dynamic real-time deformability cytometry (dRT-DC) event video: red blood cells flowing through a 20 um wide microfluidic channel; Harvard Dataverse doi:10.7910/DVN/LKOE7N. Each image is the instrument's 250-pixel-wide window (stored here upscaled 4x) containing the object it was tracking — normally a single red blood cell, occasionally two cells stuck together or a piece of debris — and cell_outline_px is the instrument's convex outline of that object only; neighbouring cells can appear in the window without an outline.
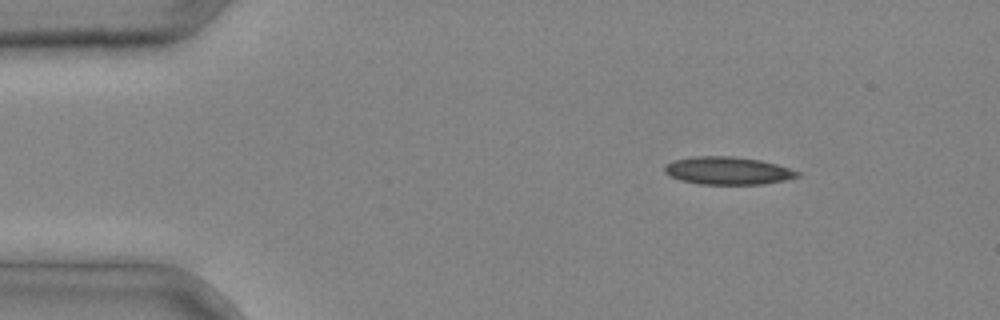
{"species": "common noctule bat (a hibernating species)", "species_latin": "Nyctalus noctula", "temperature_condition": "cold", "stored_images_in_passage": 2, "camera_frame_rate_fps": 3000, "um_per_image_px": 0.085, "animal": {"sex": "male", "body_mass_g": 20.4}, "frame": {"image": 1, "passage_image": 1, "time_ms": 0.0, "image_size_px": [1000, 320], "cell_outline_px": [[800, 176], [784, 180], [764, 184], [700, 184], [680, 180], [664, 172], [664, 168], [668, 164], [676, 160], [696, 156], [732, 156], [760, 160], [776, 164], [800, 172]], "centroid_in_image_um": [61.88, 14.51], "position_along_channel_um": 23.1, "area_um2": 21.21}}